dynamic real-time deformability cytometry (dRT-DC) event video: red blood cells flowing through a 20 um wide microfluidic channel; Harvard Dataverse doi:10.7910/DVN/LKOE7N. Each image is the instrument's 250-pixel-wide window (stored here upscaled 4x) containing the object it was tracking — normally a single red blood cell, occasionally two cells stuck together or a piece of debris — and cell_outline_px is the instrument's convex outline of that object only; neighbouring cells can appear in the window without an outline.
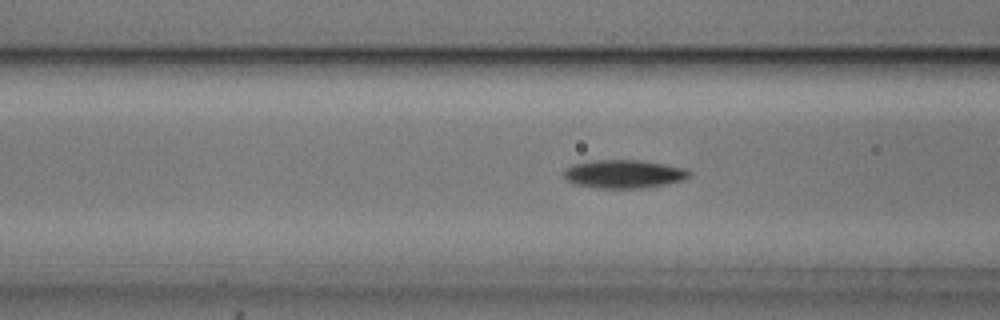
{"species": "common noctule bat (a hibernating species)", "species_latin": "Nyctalus noctula", "temperature_condition": "cold", "stored_images_in_passage": 34, "camera_frame_rate_fps": 3000, "um_per_image_px": 0.085, "animal": {"sex": "male", "body_mass_g": 20.5, "forearm_length_mm": 52.5}, "frame": {"image": 1, "passage_image": 11, "time_ms": 3.333, "image_size_px": [1000, 320], "cell_outline_px": [[692, 176], [680, 180], [640, 188], [600, 188], [576, 184], [568, 180], [564, 176], [564, 172], [572, 164], [596, 160], [640, 160], [688, 168], [692, 172]], "centroid_in_image_um": [53.06, 14.77], "position_along_channel_um": 113.5, "area_um2": 20.4}}
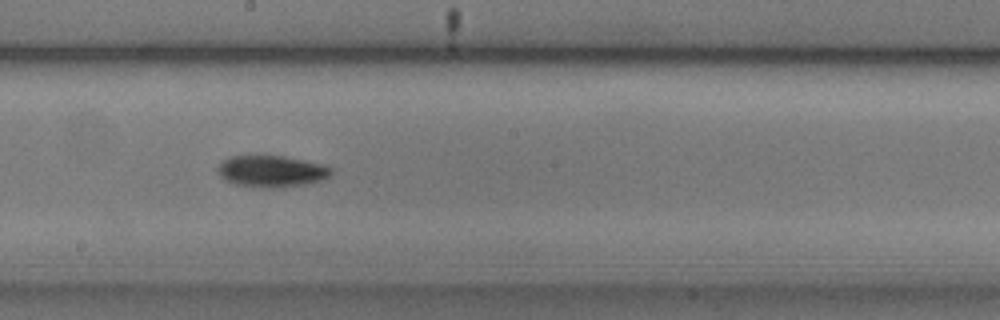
{"frame": {"image": 2, "passage_image": 20, "time_ms": 6.333, "image_size_px": [1000, 320], "cell_outline_px": [[332, 172], [324, 180], [308, 184], [280, 188], [260, 188], [236, 184], [220, 176], [216, 168], [220, 160], [228, 156], [284, 156], [304, 160], [320, 164], [332, 168]], "centroid_in_image_um": [23.06, 14.56], "position_along_channel_um": 225.1, "area_um2": 21.1}}
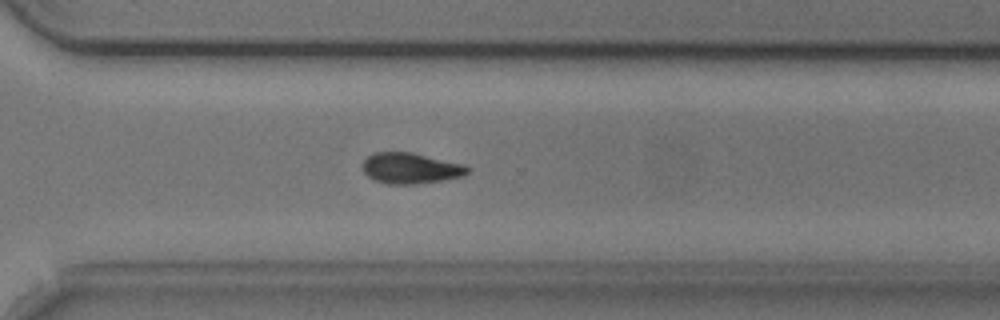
{"frame": {"image": 3, "passage_image": 29, "time_ms": 9.333, "image_size_px": [1000, 320], "cell_outline_px": [[472, 168], [464, 176], [444, 180], [416, 184], [388, 184], [372, 180], [364, 172], [364, 160], [372, 152], [412, 152], [464, 164]], "centroid_in_image_um": [34.93, 14.3], "position_along_channel_um": 335.7, "area_um2": 19.02}, "authors_computed_cell_mechanics": {"area_um2": 20.2589, "velocity_mm_per_s": 3.6969, "shape_relaxation_time_tau1_ms": 2.8997, "shape_relaxation_time_tau2_ms": null, "deformation_change_tau1": 0.1104, "deformation_change_tau2": null}}